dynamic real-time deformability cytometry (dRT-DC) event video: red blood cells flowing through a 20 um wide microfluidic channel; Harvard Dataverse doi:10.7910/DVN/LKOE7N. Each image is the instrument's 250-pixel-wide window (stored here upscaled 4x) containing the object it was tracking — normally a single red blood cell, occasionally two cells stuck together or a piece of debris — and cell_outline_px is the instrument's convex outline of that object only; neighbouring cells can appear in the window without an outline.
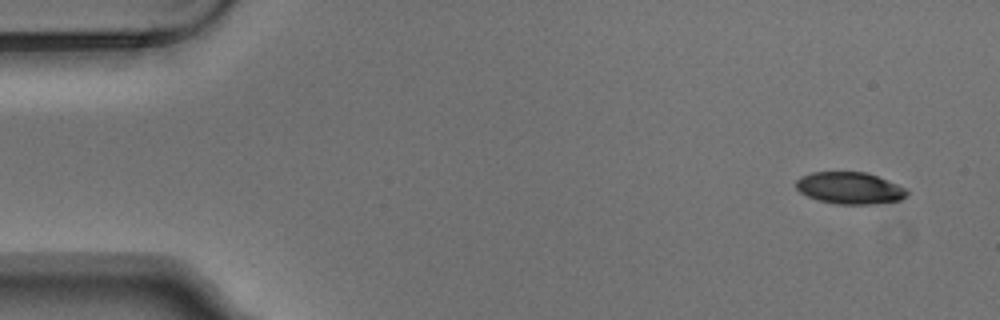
{"species": "Egyptian fruit bat (a non-hibernating species)", "species_latin": "Rousettus aegyptiacus", "temperature_condition": "warm", "stored_images_in_passage": 7, "camera_frame_rate_fps": 3000, "um_per_image_px": 0.085, "animal": {"sex": "male"}, "frame": {"image": 1, "passage_image": 1, "time_ms": 0.0, "image_size_px": [1000, 320], "cell_outline_px": [[908, 196], [900, 200], [876, 204], [836, 204], [820, 200], [808, 196], [800, 192], [796, 188], [796, 180], [800, 176], [812, 172], [864, 172], [876, 176], [896, 184], [904, 188], [908, 192]], "centroid_in_image_um": [72.21, 15.99], "position_along_channel_um": 12.8, "area_um2": 20.46}}
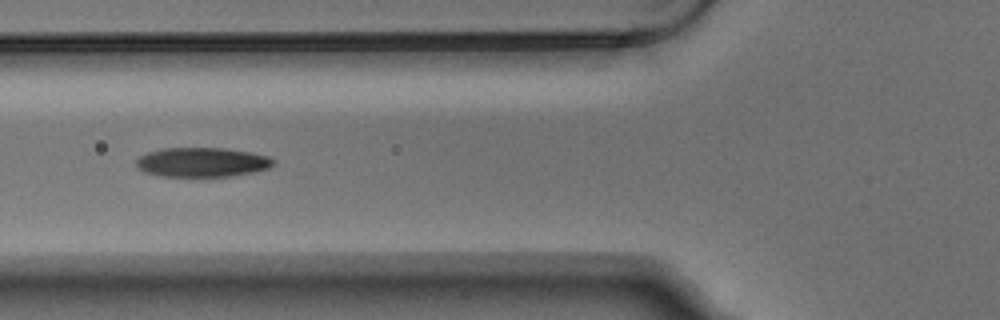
{"frame": {"image": 2, "passage_image": 5, "time_ms": 1.333, "image_size_px": [1000, 320], "cell_outline_px": [[276, 160], [268, 168], [252, 172], [232, 176], [160, 176], [144, 172], [136, 164], [136, 160], [140, 156], [148, 152], [164, 148], [224, 148], [248, 152], [268, 156]], "centroid_in_image_um": [17.17, 13.79], "position_along_channel_um": 108.6, "area_um2": 23.29}}
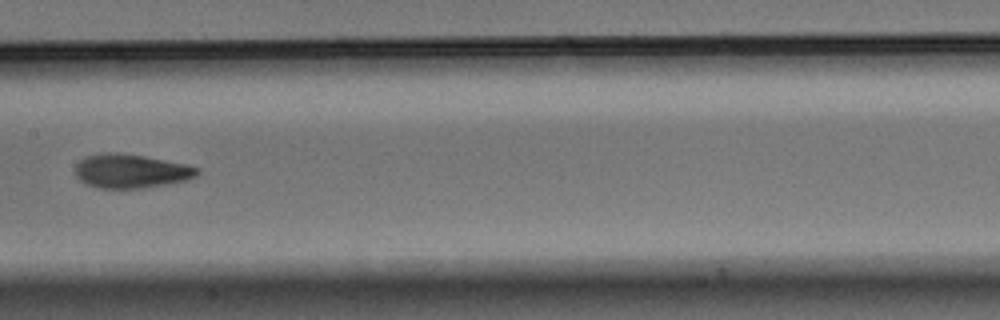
{"frame": {"image": 3, "passage_image": 7, "time_ms": 2.0, "image_size_px": [1000, 320], "cell_outline_px": [[200, 172], [196, 176], [188, 180], [168, 184], [144, 188], [100, 188], [88, 184], [80, 180], [76, 176], [76, 164], [80, 160], [88, 156], [108, 152], [120, 152], [144, 156], [184, 164], [200, 168]], "centroid_in_image_um": [11.16, 14.54], "position_along_channel_um": 196.2, "area_um2": 24.04}}